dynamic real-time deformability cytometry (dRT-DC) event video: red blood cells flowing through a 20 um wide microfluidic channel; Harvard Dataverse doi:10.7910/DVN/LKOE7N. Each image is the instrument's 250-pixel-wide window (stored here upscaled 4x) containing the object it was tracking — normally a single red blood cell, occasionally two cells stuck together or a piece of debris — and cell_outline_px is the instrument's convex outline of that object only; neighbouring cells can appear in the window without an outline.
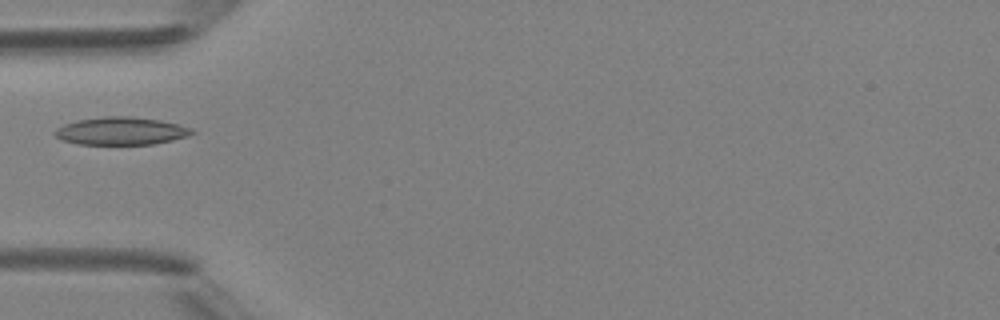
{"species": "Egyptian fruit bat (a non-hibernating species)", "species_latin": "Rousettus aegyptiacus", "temperature_condition": "room temperature", "stored_images_in_passage": 1, "camera_frame_rate_fps": 3000, "um_per_image_px": 0.085, "animal": {"sex": "female"}, "frame": {"image": 1, "passage_image": 1, "time_ms": 0.0, "image_size_px": [1000, 320], "cell_outline_px": [[196, 132], [188, 136], [172, 140], [152, 144], [80, 144], [60, 140], [56, 136], [56, 128], [64, 124], [76, 120], [100, 116], [128, 116], [160, 120], [180, 124], [192, 128]], "centroid_in_image_um": [10.3, 11.12], "position_along_channel_um": 74.7, "area_um2": 22.25}}